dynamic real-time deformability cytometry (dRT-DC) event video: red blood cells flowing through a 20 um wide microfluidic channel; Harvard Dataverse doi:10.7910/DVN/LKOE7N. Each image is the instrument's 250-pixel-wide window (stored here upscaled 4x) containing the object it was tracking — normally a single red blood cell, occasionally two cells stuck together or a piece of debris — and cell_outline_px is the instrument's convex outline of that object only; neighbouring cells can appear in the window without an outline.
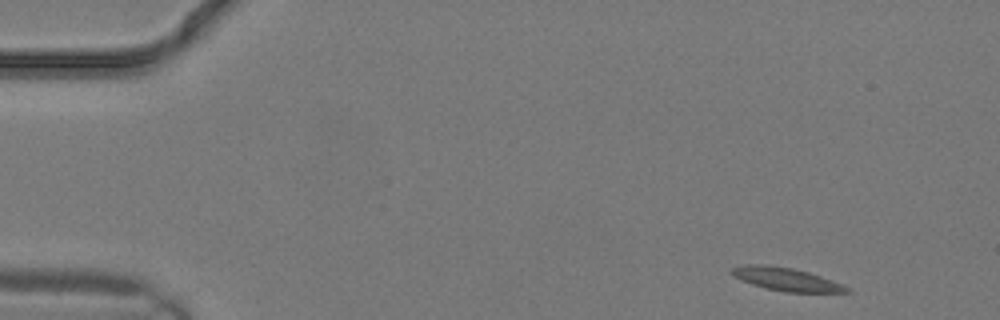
{"species": "common noctule bat (a hibernating species)", "species_latin": "Nyctalus noctula", "temperature_condition": "warm", "stored_images_in_passage": 10, "camera_frame_rate_fps": 3000, "um_per_image_px": 0.085, "animal": {"sex": "male", "body_mass_g": 19.2, "forearm_length_mm": 51.8}, "frame": {"image": 1, "passage_image": 1, "time_ms": 0.0, "image_size_px": [1000, 320], "cell_outline_px": [[852, 292], [784, 292], [764, 288], [752, 284], [736, 276], [732, 272], [732, 268], [744, 264], [764, 264], [792, 268], [808, 272], [832, 280], [848, 288]], "centroid_in_image_um": [66.83, 23.73], "position_along_channel_um": 18.2, "area_um2": 15.14}}
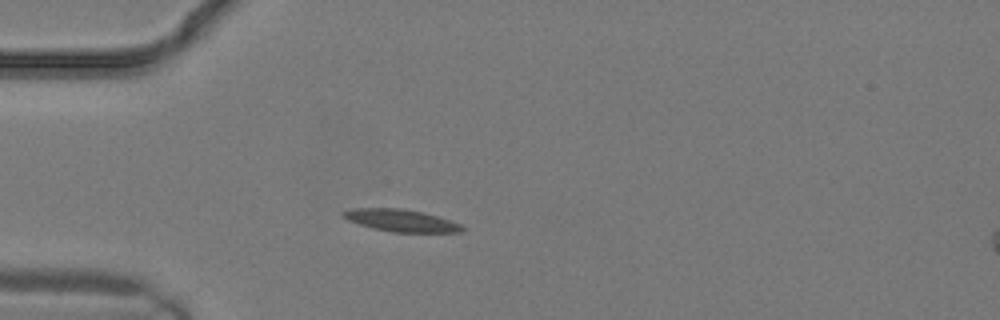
{"frame": {"image": 2, "passage_image": 6, "time_ms": 1.667, "image_size_px": [1000, 320], "cell_outline_px": [[464, 228], [460, 232], [392, 232], [372, 228], [348, 220], [340, 212], [352, 208], [400, 208], [424, 212], [460, 224]], "centroid_in_image_um": [34.05, 18.73], "position_along_channel_um": 50.9, "area_um2": 15.2}}
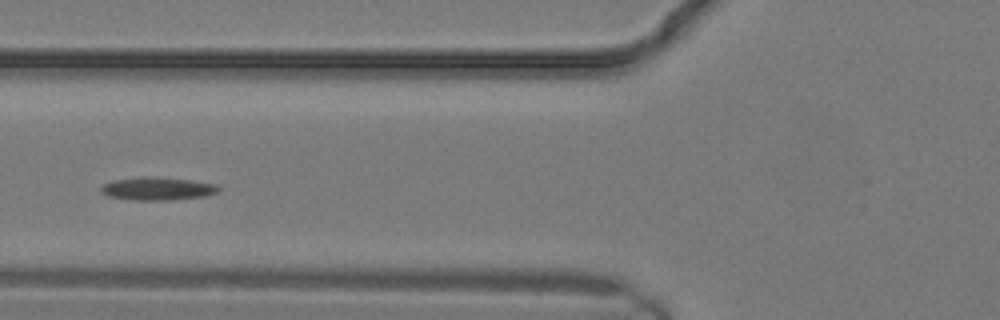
{"frame": {"image": 3, "passage_image": 9, "time_ms": 2.667, "image_size_px": [1000, 320], "cell_outline_px": [[220, 188], [216, 192], [204, 196], [172, 200], [132, 200], [108, 196], [100, 192], [100, 188], [104, 184], [112, 180], [140, 176], [152, 176], [188, 180], [216, 184]], "centroid_in_image_um": [13.32, 16.03], "position_along_channel_um": 112.5, "area_um2": 15.78}}